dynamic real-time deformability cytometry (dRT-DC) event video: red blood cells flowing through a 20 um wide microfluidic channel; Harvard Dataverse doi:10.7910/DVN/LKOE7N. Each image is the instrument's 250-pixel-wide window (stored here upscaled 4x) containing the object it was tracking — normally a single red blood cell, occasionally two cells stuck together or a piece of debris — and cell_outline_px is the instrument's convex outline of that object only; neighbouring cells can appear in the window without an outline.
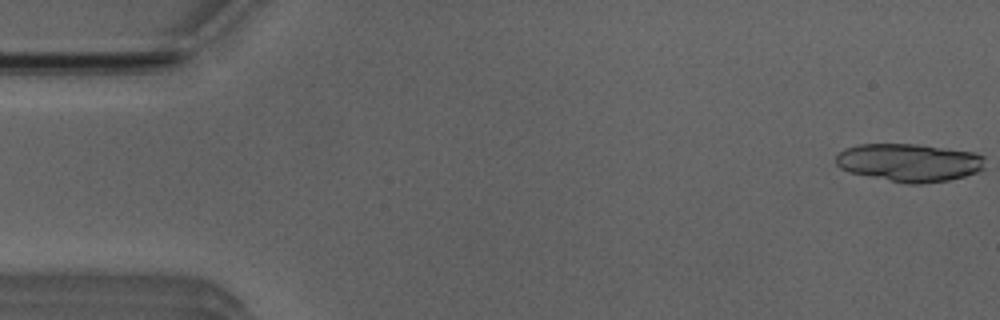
{"species": "Egyptian fruit bat (a non-hibernating species)", "species_latin": "Rousettus aegyptiacus", "temperature_condition": "room temperature", "stored_images_in_passage": 17, "camera_frame_rate_fps": 3000, "um_per_image_px": 0.085, "animal": {"sex": "male"}, "frame": {"image": 1, "passage_image": 1, "time_ms": 0.0, "image_size_px": [1000, 320], "cell_outline_px": [[984, 168], [976, 172], [964, 176], [948, 180], [924, 184], [904, 184], [848, 172], [840, 168], [836, 164], [836, 156], [844, 148], [860, 144], [916, 144], [976, 152], [984, 156]], "centroid_in_image_um": [77.27, 13.82], "position_along_channel_um": 7.7, "area_um2": 33.29}}